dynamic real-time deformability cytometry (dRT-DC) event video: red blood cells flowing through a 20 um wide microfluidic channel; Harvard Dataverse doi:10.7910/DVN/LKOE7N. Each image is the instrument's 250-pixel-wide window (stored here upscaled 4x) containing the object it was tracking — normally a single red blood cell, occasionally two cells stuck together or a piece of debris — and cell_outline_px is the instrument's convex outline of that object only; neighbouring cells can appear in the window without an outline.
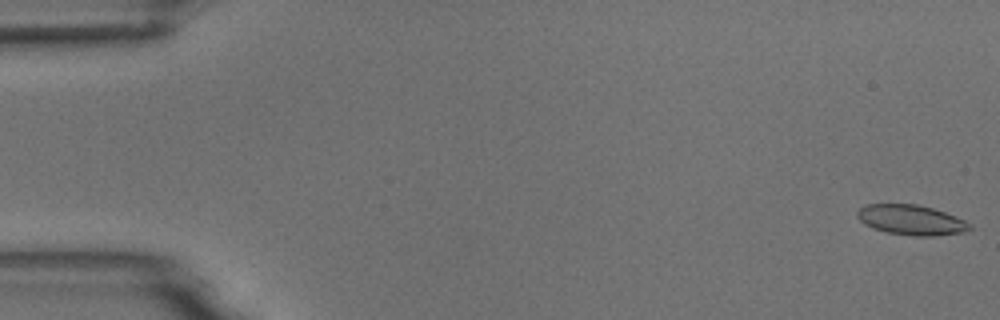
{"species": "common noctule bat (a hibernating species)", "species_latin": "Nyctalus noctula", "temperature_condition": "room temperature", "stored_images_in_passage": 9, "camera_frame_rate_fps": 3000, "um_per_image_px": 0.085, "animal": {"sex": "male", "body_mass_g": 18.8}, "frame": {"image": 1, "passage_image": 1, "time_ms": 0.0, "image_size_px": [1000, 320], "cell_outline_px": [[972, 228], [964, 232], [936, 236], [916, 236], [888, 232], [872, 228], [864, 224], [856, 216], [856, 212], [860, 208], [868, 204], [916, 204], [932, 208], [956, 216], [972, 224]], "centroid_in_image_um": [77.46, 18.7], "position_along_channel_um": 7.5, "area_um2": 19.71}}
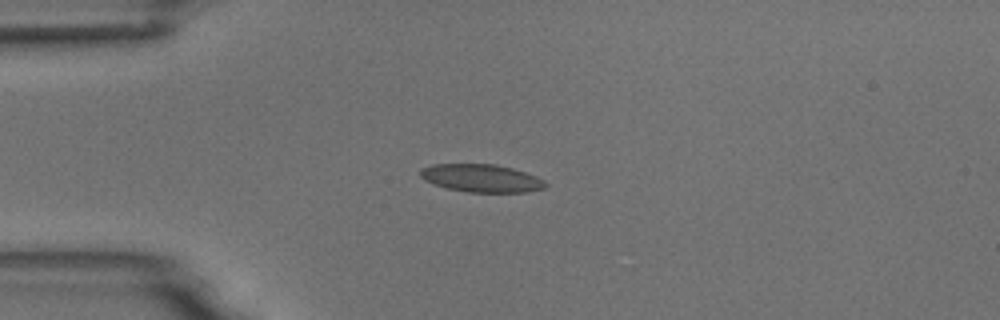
{"frame": {"image": 2, "passage_image": 4, "time_ms": 4.333, "image_size_px": [1000, 320], "cell_outline_px": [[548, 184], [544, 188], [528, 192], [468, 192], [448, 188], [424, 180], [420, 176], [420, 168], [432, 164], [496, 164], [512, 168], [536, 176], [544, 180]], "centroid_in_image_um": [40.92, 15.14], "position_along_channel_um": 44.1, "area_um2": 20.29}}
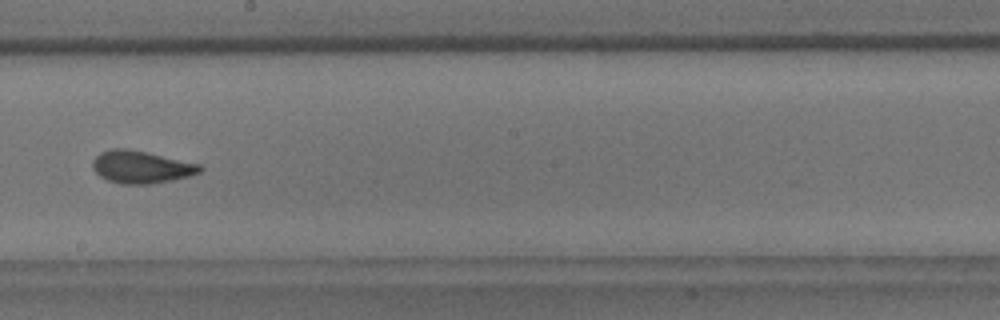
{"frame": {"image": 3, "passage_image": 9, "time_ms": 10.0, "image_size_px": [1000, 320], "cell_outline_px": [[204, 168], [200, 172], [188, 176], [172, 180], [148, 184], [120, 184], [108, 180], [100, 176], [92, 168], [92, 160], [100, 152], [112, 148], [124, 148], [144, 152], [200, 164]], "centroid_in_image_um": [11.97, 14.2], "position_along_channel_um": 236.2, "area_um2": 20.11}}